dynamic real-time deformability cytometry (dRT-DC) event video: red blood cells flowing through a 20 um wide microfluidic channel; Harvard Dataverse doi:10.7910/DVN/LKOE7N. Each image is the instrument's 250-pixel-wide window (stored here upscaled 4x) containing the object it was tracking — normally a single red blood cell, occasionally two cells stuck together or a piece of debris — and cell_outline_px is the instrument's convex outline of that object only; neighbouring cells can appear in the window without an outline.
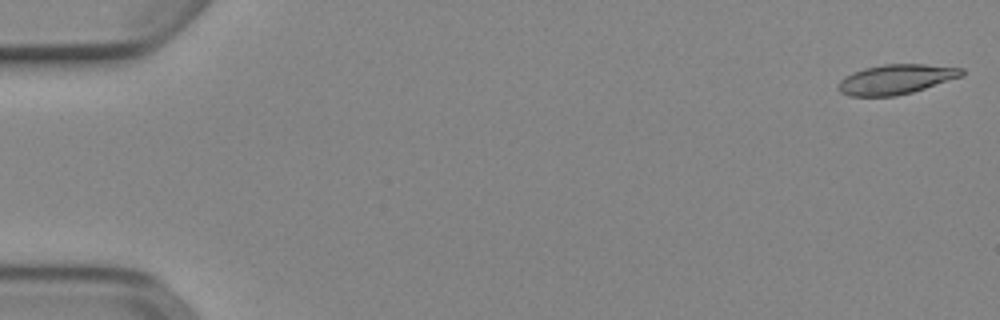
{"species": "Egyptian fruit bat (a non-hibernating species)", "species_latin": "Rousettus aegyptiacus", "temperature_condition": "cold", "stored_images_in_passage": 52, "camera_frame_rate_fps": 3000, "um_per_image_px": 0.085, "animal": {"sex": "female"}, "frame": {"image": 1, "passage_image": 1, "time_ms": 0.0, "image_size_px": [1000, 320], "cell_outline_px": [[964, 76], [912, 92], [896, 96], [848, 96], [840, 92], [836, 88], [836, 84], [844, 76], [852, 72], [864, 68], [884, 64], [924, 64], [964, 68]], "centroid_in_image_um": [76.13, 6.74], "position_along_channel_um": 8.9, "area_um2": 21.68}}
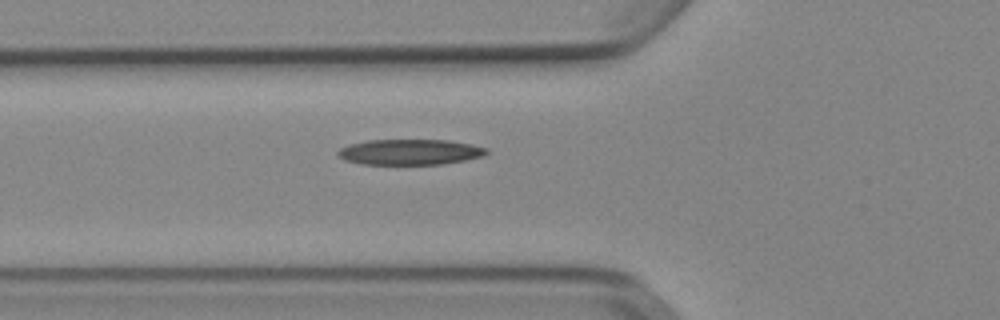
{"frame": {"image": 2, "passage_image": 19, "time_ms": 6.0, "image_size_px": [1000, 320], "cell_outline_px": [[488, 152], [484, 156], [464, 160], [440, 164], [360, 164], [344, 160], [336, 152], [340, 148], [348, 144], [368, 140], [448, 140], [472, 144], [488, 148]], "centroid_in_image_um": [34.84, 12.91], "position_along_channel_um": 91.0, "area_um2": 22.2}}
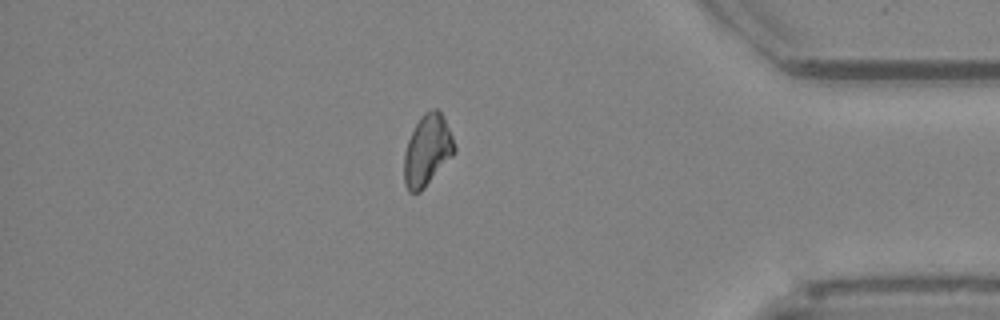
{"frame": {"image": 3, "passage_image": 45, "time_ms": 14.667, "image_size_px": [1000, 320], "cell_outline_px": [[456, 152], [424, 188], [420, 192], [408, 192], [404, 184], [404, 152], [408, 140], [420, 116], [424, 112], [432, 108], [440, 108], [452, 136], [456, 148]], "centroid_in_image_um": [36.32, 12.76], "position_along_channel_um": 398.9, "area_um2": 20.98}}